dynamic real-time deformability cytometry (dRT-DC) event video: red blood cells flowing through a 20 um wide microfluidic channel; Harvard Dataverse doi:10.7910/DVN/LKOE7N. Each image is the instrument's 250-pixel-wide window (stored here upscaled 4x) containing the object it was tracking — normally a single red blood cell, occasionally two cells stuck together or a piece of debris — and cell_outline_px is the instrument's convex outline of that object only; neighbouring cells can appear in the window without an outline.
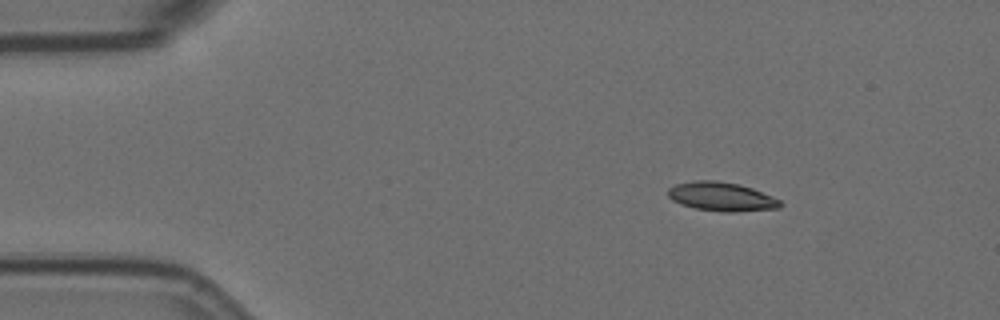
{"species": "Egyptian fruit bat (a non-hibernating species)", "species_latin": "Rousettus aegyptiacus", "temperature_condition": "room temperature", "stored_images_in_passage": 4, "camera_frame_rate_fps": 3000, "um_per_image_px": 0.085, "animal": {"sex": "female"}, "frame": {"image": 1, "passage_image": 1, "time_ms": 0.0, "image_size_px": [1000, 320], "cell_outline_px": [[784, 204], [780, 208], [736, 212], [724, 212], [696, 208], [680, 204], [672, 200], [668, 196], [668, 188], [676, 184], [696, 180], [716, 180], [740, 184], [752, 188], [772, 196], [780, 200]], "centroid_in_image_um": [61.35, 16.71], "position_along_channel_um": 23.7, "area_um2": 19.02}}
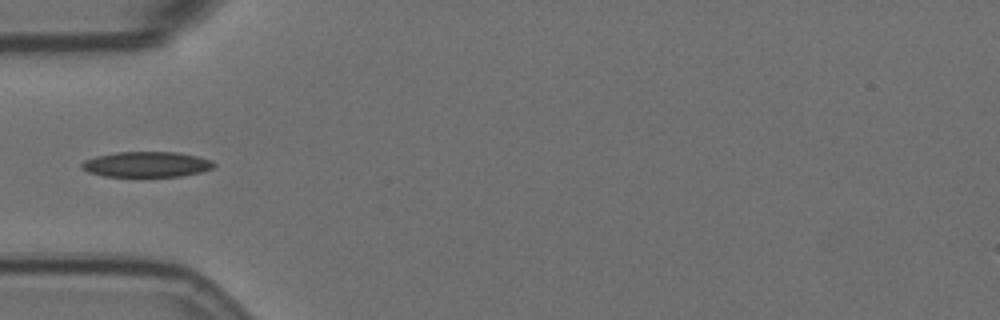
{"frame": {"image": 2, "passage_image": 4, "time_ms": 3.333, "image_size_px": [1000, 320], "cell_outline_px": [[216, 164], [212, 168], [200, 172], [180, 176], [104, 176], [88, 172], [80, 168], [80, 164], [84, 160], [96, 156], [116, 152], [176, 152], [196, 156], [212, 160]], "centroid_in_image_um": [12.43, 13.96], "position_along_channel_um": 72.6, "area_um2": 19.54}}